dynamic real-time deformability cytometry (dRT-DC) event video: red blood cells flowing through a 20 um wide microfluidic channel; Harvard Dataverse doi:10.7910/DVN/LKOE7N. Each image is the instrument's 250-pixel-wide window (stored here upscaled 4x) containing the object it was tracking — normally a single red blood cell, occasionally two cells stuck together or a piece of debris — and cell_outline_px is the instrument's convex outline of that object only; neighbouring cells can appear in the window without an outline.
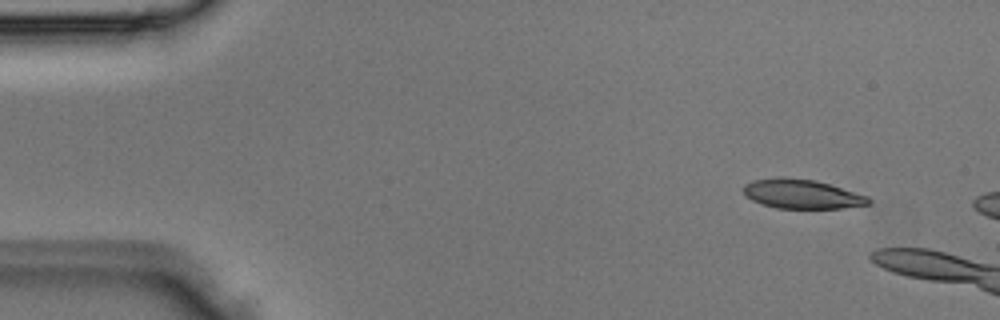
{"species": "Egyptian fruit bat (a non-hibernating species)", "species_latin": "Rousettus aegyptiacus", "temperature_condition": "room temperature", "stored_images_in_passage": 3, "camera_frame_rate_fps": 3000, "um_per_image_px": 0.085, "animal": {"sex": "male"}, "frame": {"image": 1, "passage_image": 1, "time_ms": 0.0, "image_size_px": [1000, 320], "cell_outline_px": [[872, 204], [840, 208], [776, 208], [760, 204], [752, 200], [744, 192], [744, 184], [752, 180], [776, 176], [780, 176], [816, 180], [868, 196], [872, 200]], "centroid_in_image_um": [68.15, 16.48], "position_along_channel_um": 16.8, "area_um2": 21.5}}